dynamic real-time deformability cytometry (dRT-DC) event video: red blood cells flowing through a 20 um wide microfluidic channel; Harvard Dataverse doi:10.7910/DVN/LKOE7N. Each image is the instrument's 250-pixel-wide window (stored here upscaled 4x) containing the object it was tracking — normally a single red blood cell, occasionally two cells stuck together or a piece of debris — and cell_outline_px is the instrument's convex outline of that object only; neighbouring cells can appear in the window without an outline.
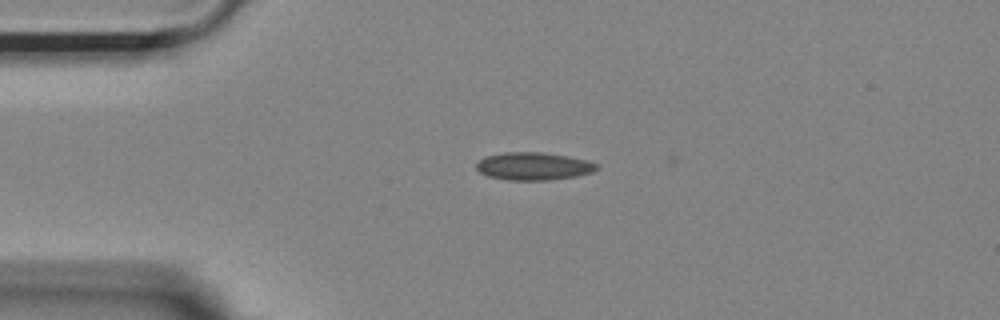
{"species": "Egyptian fruit bat (a non-hibernating species)", "species_latin": "Rousettus aegyptiacus", "temperature_condition": "room temperature", "stored_images_in_passage": 5, "camera_frame_rate_fps": 3000, "um_per_image_px": 0.085, "animal": {"sex": "female"}, "frame": {"image": 1, "passage_image": 3, "time_ms": 0.667, "image_size_px": [1000, 320], "cell_outline_px": [[600, 168], [592, 172], [576, 176], [548, 180], [508, 180], [488, 176], [480, 172], [476, 168], [476, 164], [484, 156], [504, 152], [540, 152], [568, 156], [588, 160], [600, 164]], "centroid_in_image_um": [45.38, 14.12], "position_along_channel_um": 39.6, "area_um2": 19.59}}